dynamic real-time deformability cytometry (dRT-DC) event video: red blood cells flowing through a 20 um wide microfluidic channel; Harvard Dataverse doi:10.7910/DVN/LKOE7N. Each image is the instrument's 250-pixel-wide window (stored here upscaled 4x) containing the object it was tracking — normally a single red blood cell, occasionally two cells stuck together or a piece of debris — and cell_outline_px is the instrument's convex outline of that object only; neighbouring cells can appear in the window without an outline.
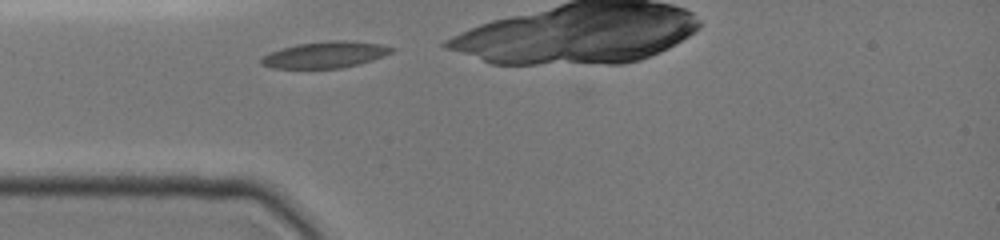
{"species": "common noctule bat (a hibernating species)", "species_latin": "Nyctalus noctula", "temperature_condition": "cold", "stored_images_in_passage": 1, "camera_frame_rate_fps": 3000, "um_per_image_px": 0.085, "animal": {"sex": "female", "body_mass_g": 19.0, "forearm_length_mm": 51.5}, "frame": {"image": 1, "passage_image": 1, "time_ms": 0.0, "image_size_px": [1000, 240], "cell_outline_px": [[396, 48], [392, 52], [384, 56], [360, 64], [340, 68], [272, 68], [260, 64], [260, 56], [268, 52], [280, 48], [296, 44], [328, 40], [352, 40], [380, 44]], "centroid_in_image_um": [27.61, 4.64], "position_along_channel_um": 57.4, "area_um2": 20.4}}